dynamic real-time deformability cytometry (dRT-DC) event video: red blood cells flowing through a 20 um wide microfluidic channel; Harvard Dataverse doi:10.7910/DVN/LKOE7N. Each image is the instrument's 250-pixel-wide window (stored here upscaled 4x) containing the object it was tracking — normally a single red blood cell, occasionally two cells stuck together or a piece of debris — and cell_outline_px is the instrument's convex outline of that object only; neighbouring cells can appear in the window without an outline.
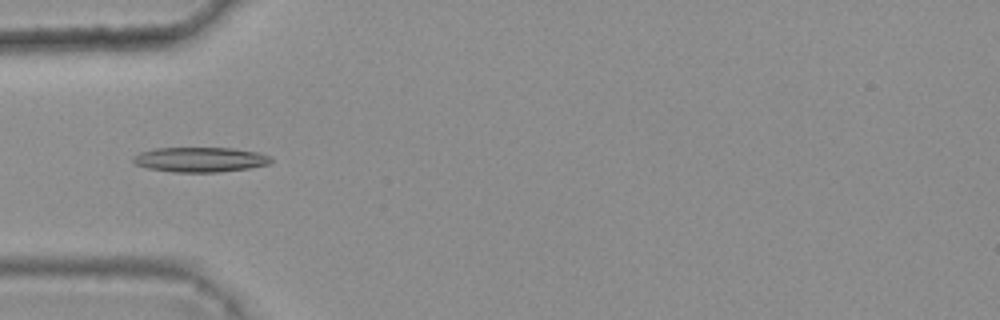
{"species": "common noctule bat (a hibernating species)", "species_latin": "Nyctalus noctula", "temperature_condition": "warm", "stored_images_in_passage": 1, "camera_frame_rate_fps": 3000, "um_per_image_px": 0.085, "animal": {"sex": "female", "body_mass_g": 25.1}, "frame": {"image": 1, "passage_image": 1, "time_ms": 0.0, "image_size_px": [1000, 320], "cell_outline_px": [[272, 160], [268, 164], [248, 168], [220, 172], [172, 172], [148, 168], [136, 164], [132, 160], [132, 156], [140, 152], [156, 148], [232, 148], [256, 152], [268, 156]], "centroid_in_image_um": [16.96, 13.56], "position_along_channel_um": 68.0, "area_um2": 19.83}}